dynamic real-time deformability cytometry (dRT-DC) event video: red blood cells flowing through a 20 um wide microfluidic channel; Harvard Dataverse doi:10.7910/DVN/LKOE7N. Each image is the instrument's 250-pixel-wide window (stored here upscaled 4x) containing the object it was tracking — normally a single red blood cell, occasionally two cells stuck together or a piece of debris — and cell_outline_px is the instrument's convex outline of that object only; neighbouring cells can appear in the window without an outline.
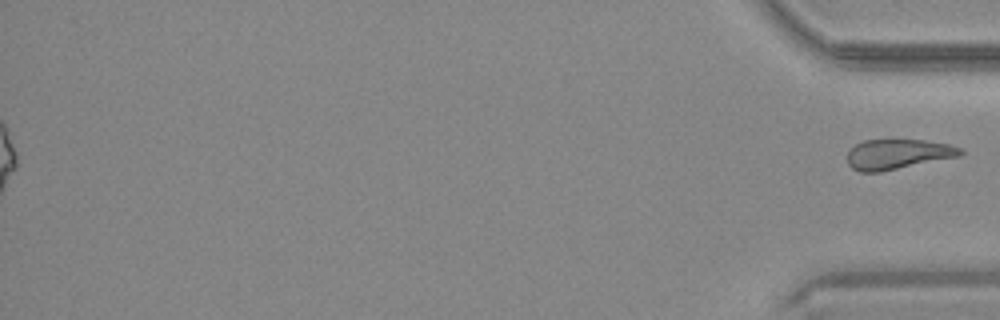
{"species": "common noctule bat (a hibernating species)", "species_latin": "Nyctalus noctula", "temperature_condition": "warm", "stored_images_in_passage": 36, "segment_of_instrument_passage": [2, 2], "camera_frame_rate_fps": 3000, "um_per_image_px": 0.085, "animal": {"sex": "male", "body_mass_g": 20.4}, "frame": {"image": 1, "passage_image": 36, "time_ms": 11.667, "image_size_px": [1000, 320], "cell_outline_px": [[964, 152], [960, 156], [880, 172], [860, 172], [852, 168], [848, 164], [848, 148], [864, 140], [924, 140], [948, 144], [964, 148]], "centroid_in_image_um": [76.31, 13.1], "position_along_channel_um": 358.9, "area_um2": 19.88}}